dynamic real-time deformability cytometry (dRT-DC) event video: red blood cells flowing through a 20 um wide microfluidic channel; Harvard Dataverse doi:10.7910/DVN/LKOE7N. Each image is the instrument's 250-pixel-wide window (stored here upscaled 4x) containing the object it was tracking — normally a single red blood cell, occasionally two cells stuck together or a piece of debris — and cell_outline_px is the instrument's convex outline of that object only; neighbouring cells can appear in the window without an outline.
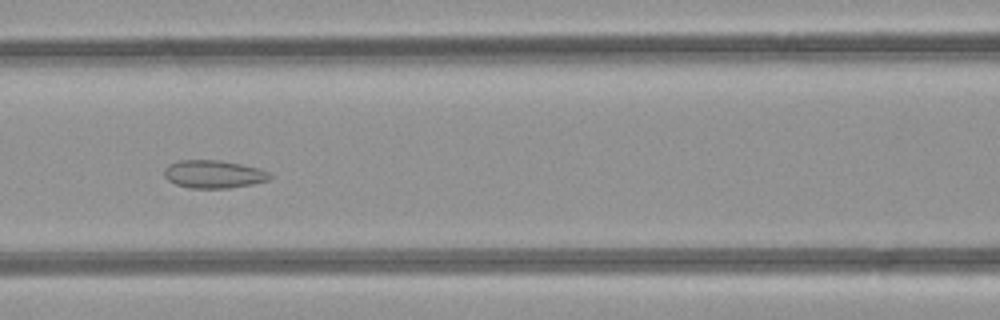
{"species": "common noctule bat (a hibernating species)", "species_latin": "Nyctalus noctula", "temperature_condition": "room temperature", "stored_images_in_passage": 32, "camera_frame_rate_fps": 3000, "um_per_image_px": 0.085, "animal": {"sex": "female", "body_mass_g": 21.9}, "frame": {"image": 1, "passage_image": 15, "time_ms": 4.667, "image_size_px": [1000, 320], "cell_outline_px": [[272, 176], [268, 180], [252, 184], [228, 188], [188, 188], [176, 184], [168, 180], [164, 176], [164, 168], [168, 164], [180, 160], [220, 160], [260, 168], [268, 172]], "centroid_in_image_um": [18.14, 14.8], "position_along_channel_um": 148.5, "area_um2": 17.22}}
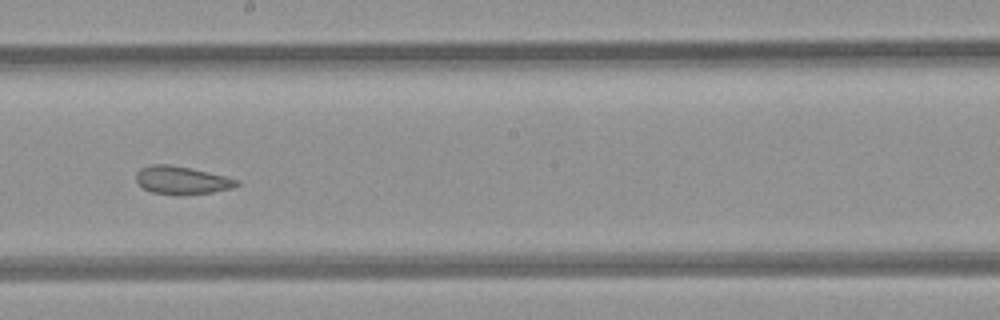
{"frame": {"image": 2, "passage_image": 21, "time_ms": 6.667, "image_size_px": [1000, 320], "cell_outline_px": [[240, 184], [232, 188], [212, 192], [184, 196], [180, 196], [152, 192], [144, 188], [136, 180], [136, 172], [140, 168], [152, 164], [168, 164], [192, 168], [240, 180]], "centroid_in_image_um": [15.46, 15.33], "position_along_channel_um": 232.7, "area_um2": 16.59}}
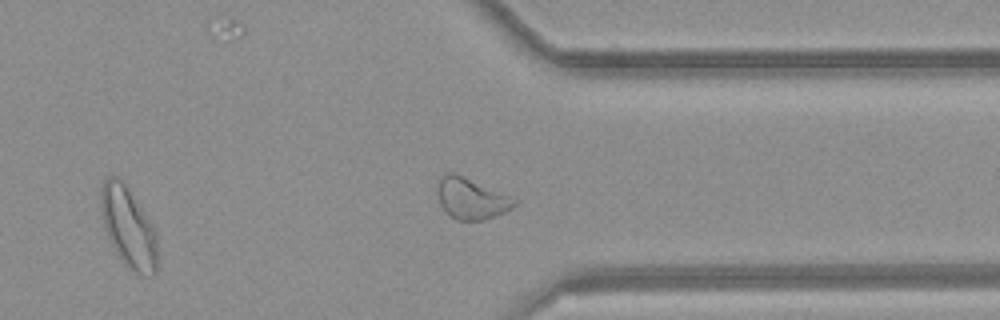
{"frame": {"image": 3, "passage_image": 31, "time_ms": 10.0, "image_size_px": [1000, 320], "cell_outline_px": [[156, 276], [144, 276], [128, 268], [124, 264], [116, 252], [108, 236], [104, 224], [100, 204], [100, 188], [104, 180], [108, 176], [116, 176], [128, 188], [152, 224], [156, 232]], "centroid_in_image_um": [10.91, 19.33], "position_along_channel_um": 400.5, "area_um2": 26.18}, "authors_computed_cell_mechanics": {"area_um2": 17.2244, "velocity_mm_per_s": 4.2256, "shape_relaxation_time_tau1_ms": null, "shape_relaxation_time_tau2_ms": 2.3265, "deformation_change_tau1": null, "deformation_change_tau2": 0.089}}